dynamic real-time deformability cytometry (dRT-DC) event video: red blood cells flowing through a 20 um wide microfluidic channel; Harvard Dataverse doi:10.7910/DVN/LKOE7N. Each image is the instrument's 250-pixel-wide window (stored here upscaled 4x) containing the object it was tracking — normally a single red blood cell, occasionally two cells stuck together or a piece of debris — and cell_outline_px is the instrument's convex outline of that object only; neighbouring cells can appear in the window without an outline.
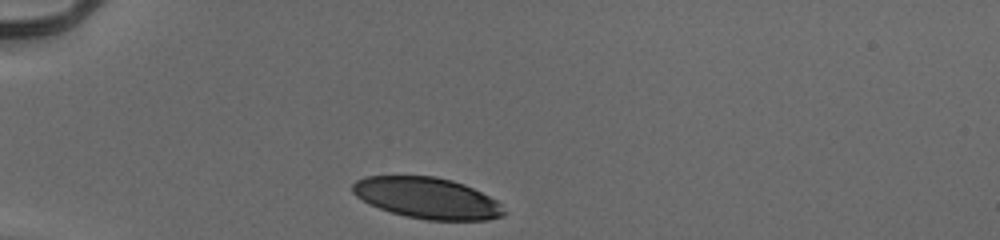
{"species": "human", "species_latin": "Homo sapiens", "temperature_condition": "cold", "stored_images_in_passage": 31, "camera_frame_rate_fps": 3000, "um_per_image_px": 0.085, "donor": {"sex": "male"}, "frame": {"image": 1, "passage_image": 1, "time_ms": 0.0, "image_size_px": [1000, 240], "cell_outline_px": [[508, 212], [504, 216], [488, 220], [428, 220], [404, 216], [368, 204], [356, 196], [352, 192], [352, 184], [356, 180], [364, 176], [436, 176], [452, 180], [464, 184], [496, 200]], "centroid_in_image_um": [36.31, 16.83], "position_along_channel_um": 48.7, "area_um2": 36.41}}
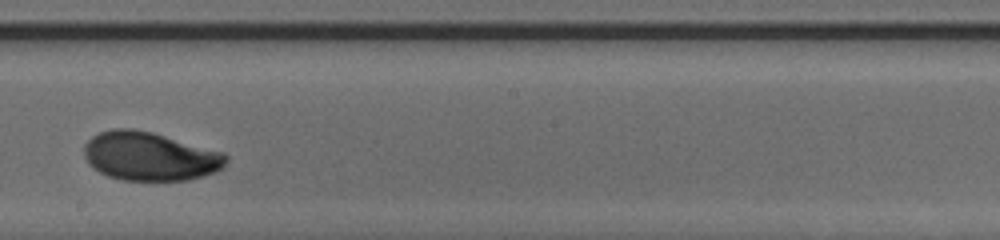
{"frame": {"image": 2, "passage_image": 18, "time_ms": 5.667, "image_size_px": [1000, 240], "cell_outline_px": [[228, 160], [216, 172], [188, 180], [124, 180], [108, 176], [92, 168], [88, 164], [84, 156], [84, 144], [92, 136], [100, 132], [112, 128], [132, 128], [152, 132], [224, 152], [228, 156]], "centroid_in_image_um": [12.71, 13.28], "position_along_channel_um": 235.5, "area_um2": 40.4}}
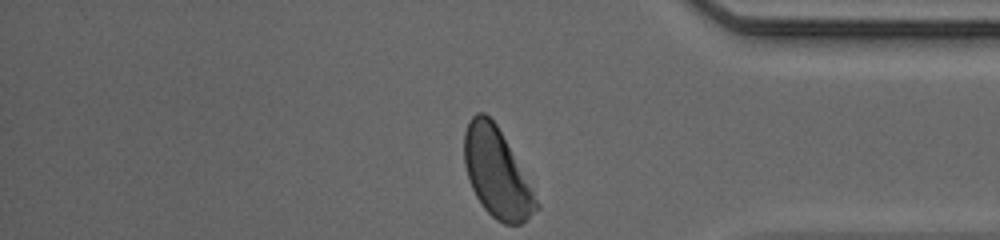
{"frame": {"image": 3, "passage_image": 31, "time_ms": 10.0, "image_size_px": [1000, 240], "cell_outline_px": [[540, 208], [520, 224], [504, 224], [496, 220], [484, 208], [476, 196], [468, 180], [464, 164], [464, 132], [468, 120], [476, 112], [484, 112], [496, 124], [540, 204]], "centroid_in_image_um": [42.19, 14.7], "position_along_channel_um": 393.0, "area_um2": 36.82}, "authors_computed_cell_mechanics": {"area_um2": 39.5352, "velocity_mm_per_s": 3.9, "shape_relaxation_time_tau1_ms": 2.5137, "shape_relaxation_time_tau2_ms": 0.8393, "deformation_change_tau1": 0.1467, "deformation_change_tau2": 0.0434}}